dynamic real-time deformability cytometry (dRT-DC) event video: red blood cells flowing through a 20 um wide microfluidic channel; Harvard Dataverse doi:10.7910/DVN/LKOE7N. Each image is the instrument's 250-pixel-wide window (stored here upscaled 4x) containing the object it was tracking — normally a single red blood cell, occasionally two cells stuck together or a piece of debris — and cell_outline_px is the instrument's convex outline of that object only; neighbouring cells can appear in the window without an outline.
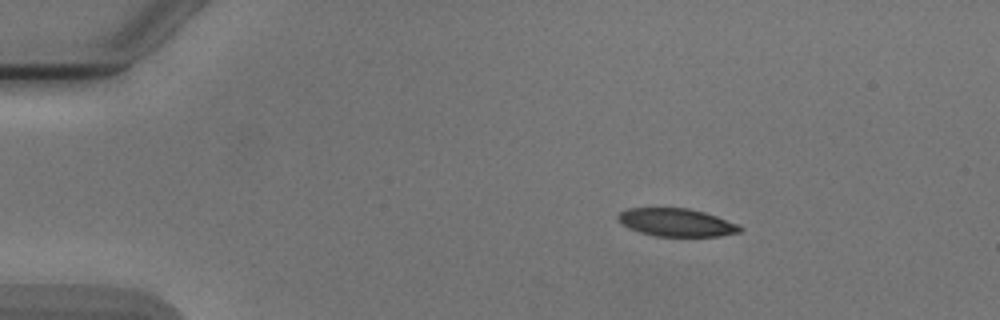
{"species": "Egyptian fruit bat (a non-hibernating species)", "species_latin": "Rousettus aegyptiacus", "temperature_condition": "cold", "stored_images_in_passage": 45, "camera_frame_rate_fps": 3000, "um_per_image_px": 0.085, "animal": {"sex": "male"}, "frame": {"image": 1, "passage_image": 1, "time_ms": 0.0, "image_size_px": [1000, 320], "cell_outline_px": [[744, 228], [740, 232], [720, 236], [656, 236], [640, 232], [628, 228], [616, 216], [620, 212], [628, 208], [688, 208], [704, 212], [716, 216], [736, 224]], "centroid_in_image_um": [57.5, 18.91], "position_along_channel_um": 27.5, "area_um2": 19.65}}
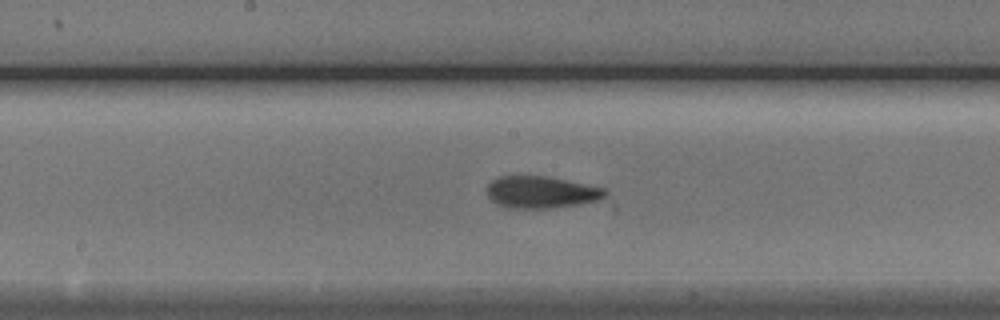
{"frame": {"image": 2, "passage_image": 20, "time_ms": 6.333, "image_size_px": [1000, 320], "cell_outline_px": [[608, 192], [600, 200], [580, 204], [552, 208], [508, 208], [496, 204], [488, 196], [488, 184], [492, 180], [500, 176], [544, 176], [608, 188]], "centroid_in_image_um": [46.03, 16.34], "position_along_channel_um": 202.2, "area_um2": 22.08}}
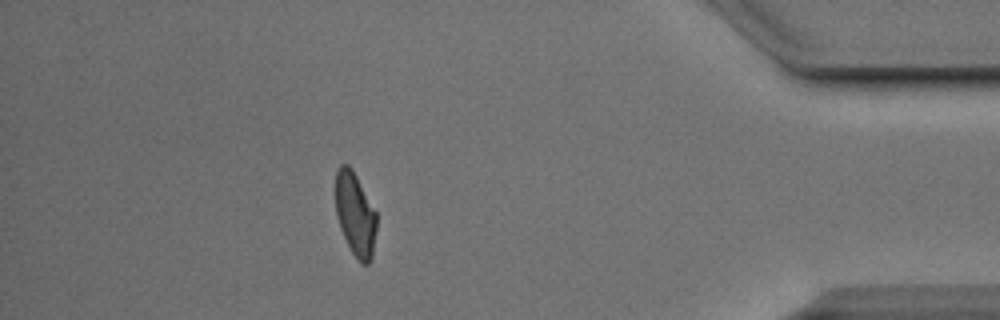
{"frame": {"image": 3, "passage_image": 39, "time_ms": 12.667, "image_size_px": [1000, 320], "cell_outline_px": [[376, 228], [372, 256], [368, 264], [360, 264], [352, 252], [340, 228], [336, 216], [336, 168], [340, 164], [348, 164], [352, 168], [376, 212]], "centroid_in_image_um": [30.18, 18.19], "position_along_channel_um": 405.0, "area_um2": 19.88}, "authors_computed_cell_mechanics": {"area_um2": 21.5016, "velocity_mm_per_s": 3.8866, "shape_relaxation_time_tau1_ms": 3.6383, "shape_relaxation_time_tau2_ms": 1.9508, "deformation_change_tau1": 0.1303, "deformation_change_tau2": 0.0773}}